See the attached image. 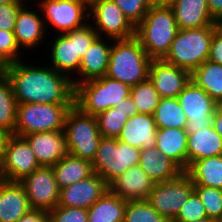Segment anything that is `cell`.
<instances>
[{"label": "cell", "instance_id": "cell-1", "mask_svg": "<svg viewBox=\"0 0 222 222\" xmlns=\"http://www.w3.org/2000/svg\"><path fill=\"white\" fill-rule=\"evenodd\" d=\"M3 70L11 81L18 104H74L72 79L52 67H31L17 61L7 64Z\"/></svg>", "mask_w": 222, "mask_h": 222}, {"label": "cell", "instance_id": "cell-2", "mask_svg": "<svg viewBox=\"0 0 222 222\" xmlns=\"http://www.w3.org/2000/svg\"><path fill=\"white\" fill-rule=\"evenodd\" d=\"M179 28L171 7H150L135 27V37L152 60L168 54Z\"/></svg>", "mask_w": 222, "mask_h": 222}, {"label": "cell", "instance_id": "cell-3", "mask_svg": "<svg viewBox=\"0 0 222 222\" xmlns=\"http://www.w3.org/2000/svg\"><path fill=\"white\" fill-rule=\"evenodd\" d=\"M114 41L115 45H112L110 50L106 76L130 87L146 81L152 59L147 55L139 40L134 36Z\"/></svg>", "mask_w": 222, "mask_h": 222}, {"label": "cell", "instance_id": "cell-4", "mask_svg": "<svg viewBox=\"0 0 222 222\" xmlns=\"http://www.w3.org/2000/svg\"><path fill=\"white\" fill-rule=\"evenodd\" d=\"M214 31L213 26L179 29L163 60L192 73L208 60Z\"/></svg>", "mask_w": 222, "mask_h": 222}, {"label": "cell", "instance_id": "cell-5", "mask_svg": "<svg viewBox=\"0 0 222 222\" xmlns=\"http://www.w3.org/2000/svg\"><path fill=\"white\" fill-rule=\"evenodd\" d=\"M131 87L108 76L80 82L75 86L74 105L97 116L130 96Z\"/></svg>", "mask_w": 222, "mask_h": 222}, {"label": "cell", "instance_id": "cell-6", "mask_svg": "<svg viewBox=\"0 0 222 222\" xmlns=\"http://www.w3.org/2000/svg\"><path fill=\"white\" fill-rule=\"evenodd\" d=\"M63 131L68 153L92 163L102 138L96 116L73 105L67 112Z\"/></svg>", "mask_w": 222, "mask_h": 222}, {"label": "cell", "instance_id": "cell-7", "mask_svg": "<svg viewBox=\"0 0 222 222\" xmlns=\"http://www.w3.org/2000/svg\"><path fill=\"white\" fill-rule=\"evenodd\" d=\"M73 105L18 104L14 135L24 136L33 133L63 130L67 112Z\"/></svg>", "mask_w": 222, "mask_h": 222}, {"label": "cell", "instance_id": "cell-8", "mask_svg": "<svg viewBox=\"0 0 222 222\" xmlns=\"http://www.w3.org/2000/svg\"><path fill=\"white\" fill-rule=\"evenodd\" d=\"M139 160V148L118 141L117 138L102 137L92 161V169L109 185L128 168L139 165Z\"/></svg>", "mask_w": 222, "mask_h": 222}, {"label": "cell", "instance_id": "cell-9", "mask_svg": "<svg viewBox=\"0 0 222 222\" xmlns=\"http://www.w3.org/2000/svg\"><path fill=\"white\" fill-rule=\"evenodd\" d=\"M98 37L100 34L89 24L59 35L52 46V68L63 74L79 71L83 55Z\"/></svg>", "mask_w": 222, "mask_h": 222}, {"label": "cell", "instance_id": "cell-10", "mask_svg": "<svg viewBox=\"0 0 222 222\" xmlns=\"http://www.w3.org/2000/svg\"><path fill=\"white\" fill-rule=\"evenodd\" d=\"M193 192L192 179L184 171L173 180L154 184L147 201L160 215L172 222Z\"/></svg>", "mask_w": 222, "mask_h": 222}, {"label": "cell", "instance_id": "cell-11", "mask_svg": "<svg viewBox=\"0 0 222 222\" xmlns=\"http://www.w3.org/2000/svg\"><path fill=\"white\" fill-rule=\"evenodd\" d=\"M177 100L187 118L185 131L188 135L212 126L216 102L203 88L190 81Z\"/></svg>", "mask_w": 222, "mask_h": 222}, {"label": "cell", "instance_id": "cell-12", "mask_svg": "<svg viewBox=\"0 0 222 222\" xmlns=\"http://www.w3.org/2000/svg\"><path fill=\"white\" fill-rule=\"evenodd\" d=\"M40 167L28 142L21 136L12 135L0 167V180L20 182Z\"/></svg>", "mask_w": 222, "mask_h": 222}, {"label": "cell", "instance_id": "cell-13", "mask_svg": "<svg viewBox=\"0 0 222 222\" xmlns=\"http://www.w3.org/2000/svg\"><path fill=\"white\" fill-rule=\"evenodd\" d=\"M31 209L51 211L58 206L60 189L52 167L41 166L19 182Z\"/></svg>", "mask_w": 222, "mask_h": 222}, {"label": "cell", "instance_id": "cell-14", "mask_svg": "<svg viewBox=\"0 0 222 222\" xmlns=\"http://www.w3.org/2000/svg\"><path fill=\"white\" fill-rule=\"evenodd\" d=\"M109 189L108 184L97 173L60 189L58 206L89 209Z\"/></svg>", "mask_w": 222, "mask_h": 222}, {"label": "cell", "instance_id": "cell-15", "mask_svg": "<svg viewBox=\"0 0 222 222\" xmlns=\"http://www.w3.org/2000/svg\"><path fill=\"white\" fill-rule=\"evenodd\" d=\"M89 13L92 14L100 32H105L112 41L129 39L135 36V26L124 15L112 0H102L96 3Z\"/></svg>", "mask_w": 222, "mask_h": 222}, {"label": "cell", "instance_id": "cell-16", "mask_svg": "<svg viewBox=\"0 0 222 222\" xmlns=\"http://www.w3.org/2000/svg\"><path fill=\"white\" fill-rule=\"evenodd\" d=\"M40 4L47 21L63 34L84 27L83 19L91 16L89 12L83 15L87 7L78 0H43Z\"/></svg>", "mask_w": 222, "mask_h": 222}, {"label": "cell", "instance_id": "cell-17", "mask_svg": "<svg viewBox=\"0 0 222 222\" xmlns=\"http://www.w3.org/2000/svg\"><path fill=\"white\" fill-rule=\"evenodd\" d=\"M149 80L161 98H177L191 81V73L162 60H152Z\"/></svg>", "mask_w": 222, "mask_h": 222}, {"label": "cell", "instance_id": "cell-18", "mask_svg": "<svg viewBox=\"0 0 222 222\" xmlns=\"http://www.w3.org/2000/svg\"><path fill=\"white\" fill-rule=\"evenodd\" d=\"M21 137L30 145L40 166L52 167L68 154L63 130L33 133Z\"/></svg>", "mask_w": 222, "mask_h": 222}, {"label": "cell", "instance_id": "cell-19", "mask_svg": "<svg viewBox=\"0 0 222 222\" xmlns=\"http://www.w3.org/2000/svg\"><path fill=\"white\" fill-rule=\"evenodd\" d=\"M154 184L141 167L135 165L113 180L108 187L113 194L126 201L147 200Z\"/></svg>", "mask_w": 222, "mask_h": 222}, {"label": "cell", "instance_id": "cell-20", "mask_svg": "<svg viewBox=\"0 0 222 222\" xmlns=\"http://www.w3.org/2000/svg\"><path fill=\"white\" fill-rule=\"evenodd\" d=\"M156 138L157 126L153 115L143 113L129 117L117 137L118 141L139 149L154 147Z\"/></svg>", "mask_w": 222, "mask_h": 222}, {"label": "cell", "instance_id": "cell-21", "mask_svg": "<svg viewBox=\"0 0 222 222\" xmlns=\"http://www.w3.org/2000/svg\"><path fill=\"white\" fill-rule=\"evenodd\" d=\"M31 209L19 182L0 180V222H16Z\"/></svg>", "mask_w": 222, "mask_h": 222}, {"label": "cell", "instance_id": "cell-22", "mask_svg": "<svg viewBox=\"0 0 222 222\" xmlns=\"http://www.w3.org/2000/svg\"><path fill=\"white\" fill-rule=\"evenodd\" d=\"M139 166L157 184L177 178L184 172L174 161L154 147L140 149Z\"/></svg>", "mask_w": 222, "mask_h": 222}, {"label": "cell", "instance_id": "cell-23", "mask_svg": "<svg viewBox=\"0 0 222 222\" xmlns=\"http://www.w3.org/2000/svg\"><path fill=\"white\" fill-rule=\"evenodd\" d=\"M171 8L179 29L213 26L207 0H176Z\"/></svg>", "mask_w": 222, "mask_h": 222}, {"label": "cell", "instance_id": "cell-24", "mask_svg": "<svg viewBox=\"0 0 222 222\" xmlns=\"http://www.w3.org/2000/svg\"><path fill=\"white\" fill-rule=\"evenodd\" d=\"M222 155V137L210 126L187 138V169L197 160Z\"/></svg>", "mask_w": 222, "mask_h": 222}, {"label": "cell", "instance_id": "cell-25", "mask_svg": "<svg viewBox=\"0 0 222 222\" xmlns=\"http://www.w3.org/2000/svg\"><path fill=\"white\" fill-rule=\"evenodd\" d=\"M187 138L185 129L157 128L156 148L183 171L187 170Z\"/></svg>", "mask_w": 222, "mask_h": 222}, {"label": "cell", "instance_id": "cell-26", "mask_svg": "<svg viewBox=\"0 0 222 222\" xmlns=\"http://www.w3.org/2000/svg\"><path fill=\"white\" fill-rule=\"evenodd\" d=\"M111 45L103 42L101 37H98L92 45L88 48L81 59L79 72L83 79L81 81H74V87L80 82L91 79H97L106 75ZM85 78V79H84Z\"/></svg>", "mask_w": 222, "mask_h": 222}, {"label": "cell", "instance_id": "cell-27", "mask_svg": "<svg viewBox=\"0 0 222 222\" xmlns=\"http://www.w3.org/2000/svg\"><path fill=\"white\" fill-rule=\"evenodd\" d=\"M44 27H46L44 26V21L37 13L22 7L18 12L13 31L18 47H35L44 37Z\"/></svg>", "mask_w": 222, "mask_h": 222}, {"label": "cell", "instance_id": "cell-28", "mask_svg": "<svg viewBox=\"0 0 222 222\" xmlns=\"http://www.w3.org/2000/svg\"><path fill=\"white\" fill-rule=\"evenodd\" d=\"M59 189L70 186L93 173L90 161L67 154L52 166Z\"/></svg>", "mask_w": 222, "mask_h": 222}, {"label": "cell", "instance_id": "cell-29", "mask_svg": "<svg viewBox=\"0 0 222 222\" xmlns=\"http://www.w3.org/2000/svg\"><path fill=\"white\" fill-rule=\"evenodd\" d=\"M185 172L194 185L222 189V155L194 161Z\"/></svg>", "mask_w": 222, "mask_h": 222}, {"label": "cell", "instance_id": "cell-30", "mask_svg": "<svg viewBox=\"0 0 222 222\" xmlns=\"http://www.w3.org/2000/svg\"><path fill=\"white\" fill-rule=\"evenodd\" d=\"M127 201L107 192L88 209V222H123Z\"/></svg>", "mask_w": 222, "mask_h": 222}, {"label": "cell", "instance_id": "cell-31", "mask_svg": "<svg viewBox=\"0 0 222 222\" xmlns=\"http://www.w3.org/2000/svg\"><path fill=\"white\" fill-rule=\"evenodd\" d=\"M191 81L217 102L222 99V65L206 60L191 73Z\"/></svg>", "mask_w": 222, "mask_h": 222}, {"label": "cell", "instance_id": "cell-32", "mask_svg": "<svg viewBox=\"0 0 222 222\" xmlns=\"http://www.w3.org/2000/svg\"><path fill=\"white\" fill-rule=\"evenodd\" d=\"M17 100L14 97L11 81L6 72H0V129L14 135Z\"/></svg>", "mask_w": 222, "mask_h": 222}, {"label": "cell", "instance_id": "cell-33", "mask_svg": "<svg viewBox=\"0 0 222 222\" xmlns=\"http://www.w3.org/2000/svg\"><path fill=\"white\" fill-rule=\"evenodd\" d=\"M157 128L185 129L187 118L177 98H161L153 114Z\"/></svg>", "mask_w": 222, "mask_h": 222}, {"label": "cell", "instance_id": "cell-34", "mask_svg": "<svg viewBox=\"0 0 222 222\" xmlns=\"http://www.w3.org/2000/svg\"><path fill=\"white\" fill-rule=\"evenodd\" d=\"M130 97L135 103L138 113L153 115L161 96L156 91L149 78L131 86Z\"/></svg>", "mask_w": 222, "mask_h": 222}, {"label": "cell", "instance_id": "cell-35", "mask_svg": "<svg viewBox=\"0 0 222 222\" xmlns=\"http://www.w3.org/2000/svg\"><path fill=\"white\" fill-rule=\"evenodd\" d=\"M123 222H170L160 215L147 200L127 201Z\"/></svg>", "mask_w": 222, "mask_h": 222}, {"label": "cell", "instance_id": "cell-36", "mask_svg": "<svg viewBox=\"0 0 222 222\" xmlns=\"http://www.w3.org/2000/svg\"><path fill=\"white\" fill-rule=\"evenodd\" d=\"M99 131L102 137L117 138L128 120L127 113L111 107L97 116Z\"/></svg>", "mask_w": 222, "mask_h": 222}, {"label": "cell", "instance_id": "cell-37", "mask_svg": "<svg viewBox=\"0 0 222 222\" xmlns=\"http://www.w3.org/2000/svg\"><path fill=\"white\" fill-rule=\"evenodd\" d=\"M194 191L200 197L209 219L216 220L222 216V189L194 185Z\"/></svg>", "mask_w": 222, "mask_h": 222}, {"label": "cell", "instance_id": "cell-38", "mask_svg": "<svg viewBox=\"0 0 222 222\" xmlns=\"http://www.w3.org/2000/svg\"><path fill=\"white\" fill-rule=\"evenodd\" d=\"M208 218L200 197L194 191L187 202L181 207L176 218L172 222H189L197 219Z\"/></svg>", "mask_w": 222, "mask_h": 222}, {"label": "cell", "instance_id": "cell-39", "mask_svg": "<svg viewBox=\"0 0 222 222\" xmlns=\"http://www.w3.org/2000/svg\"><path fill=\"white\" fill-rule=\"evenodd\" d=\"M18 44L13 31L0 29V68L7 64L20 61L18 59Z\"/></svg>", "mask_w": 222, "mask_h": 222}, {"label": "cell", "instance_id": "cell-40", "mask_svg": "<svg viewBox=\"0 0 222 222\" xmlns=\"http://www.w3.org/2000/svg\"><path fill=\"white\" fill-rule=\"evenodd\" d=\"M136 27L145 17L150 6L147 0H112Z\"/></svg>", "mask_w": 222, "mask_h": 222}, {"label": "cell", "instance_id": "cell-41", "mask_svg": "<svg viewBox=\"0 0 222 222\" xmlns=\"http://www.w3.org/2000/svg\"><path fill=\"white\" fill-rule=\"evenodd\" d=\"M50 222H88V210L57 206L49 211Z\"/></svg>", "mask_w": 222, "mask_h": 222}, {"label": "cell", "instance_id": "cell-42", "mask_svg": "<svg viewBox=\"0 0 222 222\" xmlns=\"http://www.w3.org/2000/svg\"><path fill=\"white\" fill-rule=\"evenodd\" d=\"M22 7V3L0 5V29L14 31L16 18Z\"/></svg>", "mask_w": 222, "mask_h": 222}, {"label": "cell", "instance_id": "cell-43", "mask_svg": "<svg viewBox=\"0 0 222 222\" xmlns=\"http://www.w3.org/2000/svg\"><path fill=\"white\" fill-rule=\"evenodd\" d=\"M209 61L222 65V36L215 31L210 46Z\"/></svg>", "mask_w": 222, "mask_h": 222}, {"label": "cell", "instance_id": "cell-44", "mask_svg": "<svg viewBox=\"0 0 222 222\" xmlns=\"http://www.w3.org/2000/svg\"><path fill=\"white\" fill-rule=\"evenodd\" d=\"M16 222H50L49 211L40 209H30Z\"/></svg>", "mask_w": 222, "mask_h": 222}, {"label": "cell", "instance_id": "cell-45", "mask_svg": "<svg viewBox=\"0 0 222 222\" xmlns=\"http://www.w3.org/2000/svg\"><path fill=\"white\" fill-rule=\"evenodd\" d=\"M114 107L124 113H127L128 117H131L138 113L137 107L130 96L122 99V102L117 103V105H115Z\"/></svg>", "mask_w": 222, "mask_h": 222}, {"label": "cell", "instance_id": "cell-46", "mask_svg": "<svg viewBox=\"0 0 222 222\" xmlns=\"http://www.w3.org/2000/svg\"><path fill=\"white\" fill-rule=\"evenodd\" d=\"M11 136H12L11 133H9L3 129H0V167L3 164L6 146H7L8 140Z\"/></svg>", "mask_w": 222, "mask_h": 222}, {"label": "cell", "instance_id": "cell-47", "mask_svg": "<svg viewBox=\"0 0 222 222\" xmlns=\"http://www.w3.org/2000/svg\"><path fill=\"white\" fill-rule=\"evenodd\" d=\"M207 3L213 19L222 15V0H207Z\"/></svg>", "mask_w": 222, "mask_h": 222}, {"label": "cell", "instance_id": "cell-48", "mask_svg": "<svg viewBox=\"0 0 222 222\" xmlns=\"http://www.w3.org/2000/svg\"><path fill=\"white\" fill-rule=\"evenodd\" d=\"M212 127L222 137V113H219L217 110L214 112Z\"/></svg>", "mask_w": 222, "mask_h": 222}, {"label": "cell", "instance_id": "cell-49", "mask_svg": "<svg viewBox=\"0 0 222 222\" xmlns=\"http://www.w3.org/2000/svg\"><path fill=\"white\" fill-rule=\"evenodd\" d=\"M176 0H147L150 7H171Z\"/></svg>", "mask_w": 222, "mask_h": 222}, {"label": "cell", "instance_id": "cell-50", "mask_svg": "<svg viewBox=\"0 0 222 222\" xmlns=\"http://www.w3.org/2000/svg\"><path fill=\"white\" fill-rule=\"evenodd\" d=\"M213 27L215 32L222 36V15L213 19Z\"/></svg>", "mask_w": 222, "mask_h": 222}, {"label": "cell", "instance_id": "cell-51", "mask_svg": "<svg viewBox=\"0 0 222 222\" xmlns=\"http://www.w3.org/2000/svg\"><path fill=\"white\" fill-rule=\"evenodd\" d=\"M79 2L83 3L86 7H90V9L102 0H78Z\"/></svg>", "mask_w": 222, "mask_h": 222}, {"label": "cell", "instance_id": "cell-52", "mask_svg": "<svg viewBox=\"0 0 222 222\" xmlns=\"http://www.w3.org/2000/svg\"><path fill=\"white\" fill-rule=\"evenodd\" d=\"M10 3H22V2H21V0H0V5L10 4Z\"/></svg>", "mask_w": 222, "mask_h": 222}, {"label": "cell", "instance_id": "cell-53", "mask_svg": "<svg viewBox=\"0 0 222 222\" xmlns=\"http://www.w3.org/2000/svg\"><path fill=\"white\" fill-rule=\"evenodd\" d=\"M216 110L219 113H222V99H220L219 101L216 102Z\"/></svg>", "mask_w": 222, "mask_h": 222}, {"label": "cell", "instance_id": "cell-54", "mask_svg": "<svg viewBox=\"0 0 222 222\" xmlns=\"http://www.w3.org/2000/svg\"><path fill=\"white\" fill-rule=\"evenodd\" d=\"M189 222H215V220L205 218V219L192 220V221H189Z\"/></svg>", "mask_w": 222, "mask_h": 222}, {"label": "cell", "instance_id": "cell-55", "mask_svg": "<svg viewBox=\"0 0 222 222\" xmlns=\"http://www.w3.org/2000/svg\"><path fill=\"white\" fill-rule=\"evenodd\" d=\"M215 222H222V216L215 220Z\"/></svg>", "mask_w": 222, "mask_h": 222}]
</instances>
